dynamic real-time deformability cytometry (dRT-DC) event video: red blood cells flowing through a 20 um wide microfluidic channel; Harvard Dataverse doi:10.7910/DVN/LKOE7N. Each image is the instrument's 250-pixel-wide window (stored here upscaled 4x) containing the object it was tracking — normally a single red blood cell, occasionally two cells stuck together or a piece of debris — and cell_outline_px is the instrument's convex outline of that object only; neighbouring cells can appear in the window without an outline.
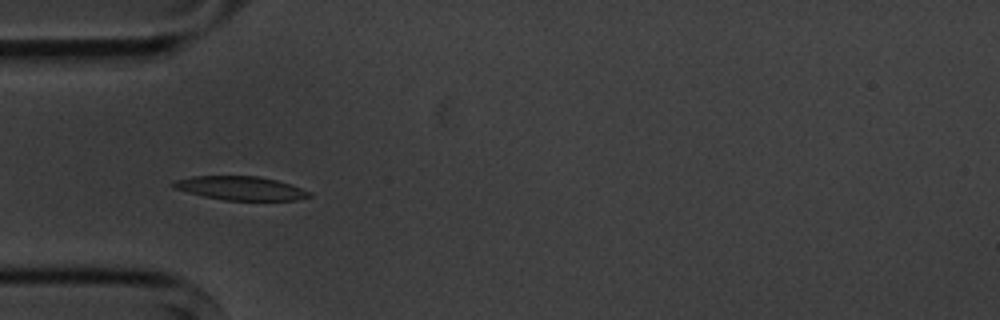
{"species": "common noctule bat (a hibernating species)", "species_latin": "Nyctalus noctula", "temperature_condition": "cold", "stored_images_in_passage": 4, "camera_frame_rate_fps": 3000, "um_per_image_px": 0.085, "animal": {"sex": "male", "body_mass_g": 20.1, "forearm_length_mm": 53.5}, "frame": {"image": 1, "passage_image": 3, "time_ms": 2.333, "image_size_px": [1000, 320], "cell_outline_px": [[312, 196], [296, 200], [224, 200], [204, 196], [172, 188], [168, 184], [172, 180], [192, 176], [256, 176], [276, 180], [312, 192]], "centroid_in_image_um": [20.37, 15.99], "position_along_channel_um": 64.6, "area_um2": 18.84}}
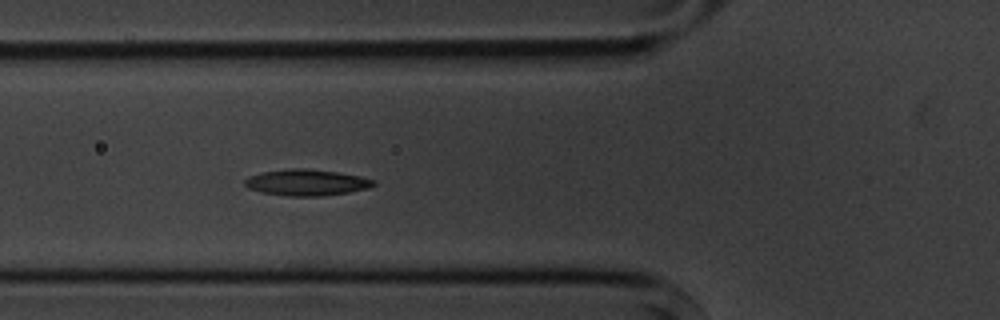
{"frame": {"image": 2, "passage_image": 4, "time_ms": 3.333, "image_size_px": [1000, 320], "cell_outline_px": [[376, 184], [368, 188], [348, 192], [320, 196], [288, 196], [260, 192], [248, 188], [244, 184], [244, 180], [248, 176], [260, 172], [288, 168], [304, 168], [336, 172], [360, 176], [376, 180]], "centroid_in_image_um": [26.02, 15.5], "position_along_channel_um": 99.8, "area_um2": 19.77}}